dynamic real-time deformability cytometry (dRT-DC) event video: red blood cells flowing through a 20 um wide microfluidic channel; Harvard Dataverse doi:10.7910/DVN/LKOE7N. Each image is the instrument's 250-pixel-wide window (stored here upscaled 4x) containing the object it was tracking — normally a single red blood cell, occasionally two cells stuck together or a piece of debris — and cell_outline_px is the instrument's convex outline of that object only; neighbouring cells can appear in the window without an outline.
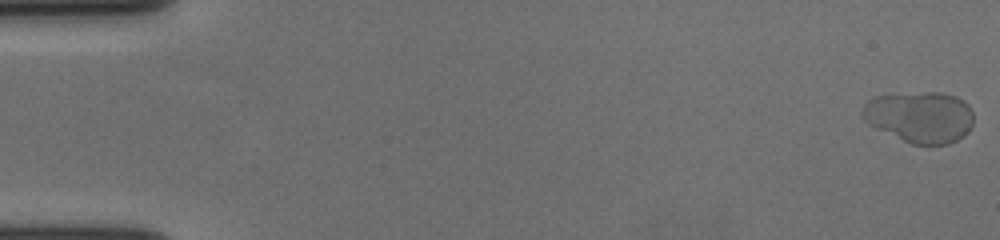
{"species": "human", "species_latin": "Homo sapiens", "temperature_condition": "cold", "stored_images_in_passage": 58, "camera_frame_rate_fps": 3000, "um_per_image_px": 0.085, "donor": {"sex": "female"}, "frame": {"image": 1, "passage_image": 1, "time_ms": 0.0, "image_size_px": [1000, 240], "cell_outline_px": [[972, 124], [968, 132], [964, 136], [948, 144], [912, 144], [876, 128], [868, 124], [860, 116], [860, 112], [864, 104], [872, 96], [924, 92], [944, 92], [956, 96], [964, 100], [968, 104], [972, 112]], "centroid_in_image_um": [78.17, 9.92], "position_along_channel_um": 6.8, "area_um2": 33.41}}
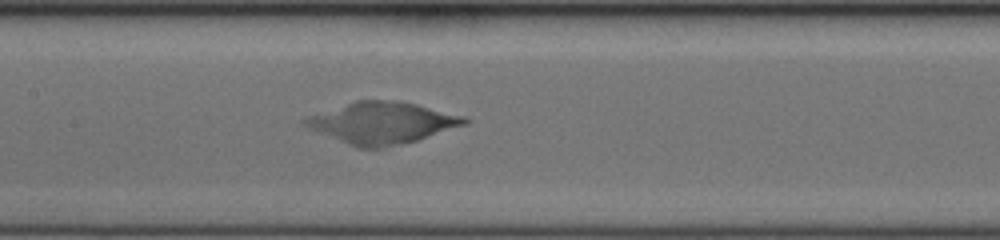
{"frame": {"image": 2, "passage_image": 29, "time_ms": 9.333, "image_size_px": [1000, 240], "cell_outline_px": [[468, 124], [416, 140], [400, 144], [380, 148], [360, 148], [348, 144], [308, 128], [300, 120], [308, 116], [356, 100], [400, 100], [464, 116], [468, 120]], "centroid_in_image_um": [32.47, 10.43], "position_along_channel_um": 174.9, "area_um2": 38.21}}
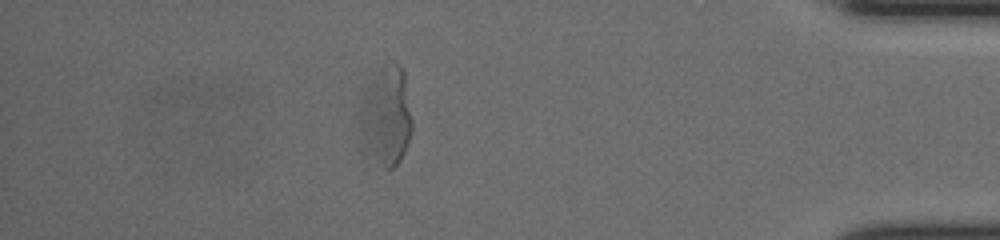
{"frame": {"image": 3, "passage_image": 51, "time_ms": 16.667, "image_size_px": [1000, 240], "cell_outline_px": [[412, 132], [404, 152], [400, 160], [392, 168], [384, 168], [360, 148], [356, 132], [356, 120], [360, 88], [384, 64], [396, 60], [404, 68], [412, 120]], "centroid_in_image_um": [32.7, 9.81], "position_along_channel_um": 402.5, "area_um2": 32.66}}